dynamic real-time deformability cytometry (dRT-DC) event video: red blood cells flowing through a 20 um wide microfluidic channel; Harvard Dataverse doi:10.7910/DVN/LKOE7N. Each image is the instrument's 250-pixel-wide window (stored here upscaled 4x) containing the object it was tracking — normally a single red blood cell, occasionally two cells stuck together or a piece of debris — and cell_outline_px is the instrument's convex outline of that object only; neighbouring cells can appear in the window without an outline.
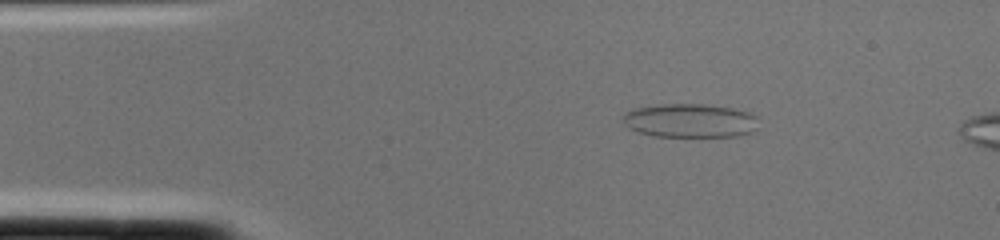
{"species": "common noctule bat (a hibernating species)", "species_latin": "Nyctalus noctula", "temperature_condition": "cold", "stored_images_in_passage": 3, "segment_of_instrument_passage": [2, 2], "camera_frame_rate_fps": 3000, "um_per_image_px": 0.085, "animal": {"sex": "female", "body_mass_g": 22.0, "forearm_length_mm": 56.7}, "frame": {"image": 1, "passage_image": 3, "time_ms": 0.667, "image_size_px": [1000, 240], "cell_outline_px": [[756, 116], [752, 132], [736, 136], [652, 136], [636, 132], [628, 128], [620, 120], [624, 112], [636, 108], [656, 104], [704, 104], [732, 108], [748, 112]], "centroid_in_image_um": [58.53, 10.25], "position_along_channel_um": 26.5, "area_um2": 26.76}}